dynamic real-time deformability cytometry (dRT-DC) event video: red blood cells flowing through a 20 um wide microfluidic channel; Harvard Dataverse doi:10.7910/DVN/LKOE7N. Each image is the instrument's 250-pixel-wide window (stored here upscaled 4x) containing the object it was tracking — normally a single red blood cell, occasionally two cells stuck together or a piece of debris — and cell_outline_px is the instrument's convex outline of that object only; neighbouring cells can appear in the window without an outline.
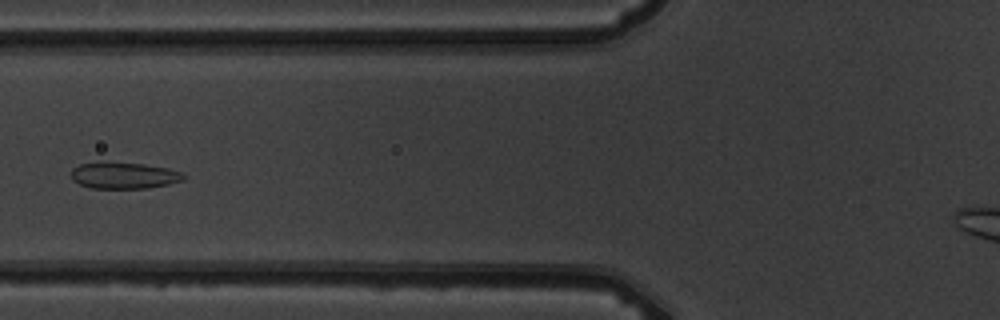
{"species": "common noctule bat (a hibernating species)", "species_latin": "Nyctalus noctula", "temperature_condition": "warm", "stored_images_in_passage": 6, "camera_frame_rate_fps": 3000, "um_per_image_px": 0.085, "animal": {"sex": "male", "body_mass_g": 19.5, "forearm_length_mm": 54.6}, "frame": {"image": 1, "passage_image": 6, "time_ms": 5.333, "image_size_px": [1000, 320], "cell_outline_px": [[184, 180], [168, 184], [148, 188], [92, 188], [80, 184], [72, 180], [72, 168], [80, 164], [144, 164], [168, 168], [184, 172]], "centroid_in_image_um": [10.59, 14.94], "position_along_channel_um": 115.2, "area_um2": 16.76}}